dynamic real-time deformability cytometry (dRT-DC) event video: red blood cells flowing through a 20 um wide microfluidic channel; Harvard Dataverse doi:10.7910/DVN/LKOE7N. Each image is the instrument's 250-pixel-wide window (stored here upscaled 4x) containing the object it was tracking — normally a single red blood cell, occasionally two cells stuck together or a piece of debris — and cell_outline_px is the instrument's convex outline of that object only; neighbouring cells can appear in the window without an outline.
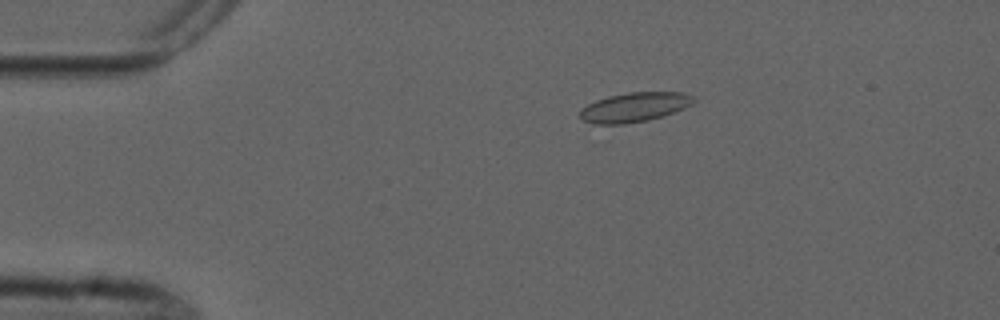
{"species": "common noctule bat (a hibernating species)", "species_latin": "Nyctalus noctula", "temperature_condition": "cold", "stored_images_in_passage": 3, "camera_frame_rate_fps": 3000, "um_per_image_px": 0.085, "animal": {"sex": "male", "forearm_length_mm": 52.5}, "frame": {"image": 1, "passage_image": 1, "time_ms": 0.0, "image_size_px": [1000, 320], "cell_outline_px": [[696, 100], [692, 104], [684, 108], [648, 120], [624, 124], [592, 124], [576, 116], [580, 108], [596, 100], [608, 96], [628, 92], [684, 92], [692, 96]], "centroid_in_image_um": [53.86, 9.11], "position_along_channel_um": 31.1, "area_um2": 19.59}}